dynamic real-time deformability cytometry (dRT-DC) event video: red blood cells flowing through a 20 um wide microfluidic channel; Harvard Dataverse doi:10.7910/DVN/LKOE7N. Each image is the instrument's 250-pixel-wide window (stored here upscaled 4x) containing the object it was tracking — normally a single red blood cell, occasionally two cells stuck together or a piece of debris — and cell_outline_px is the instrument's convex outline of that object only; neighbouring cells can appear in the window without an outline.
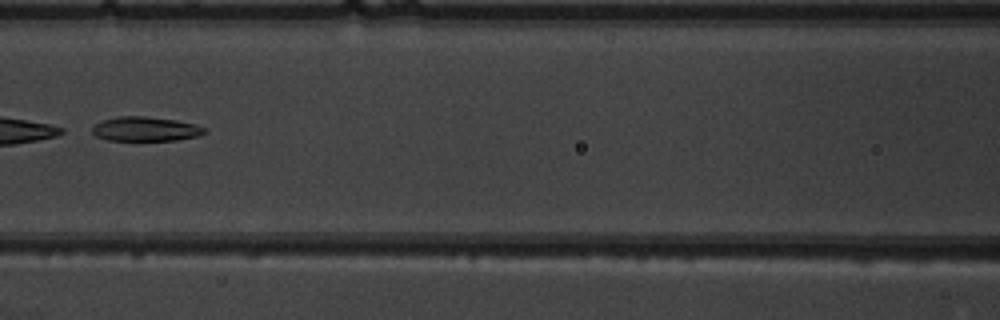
{"species": "common noctule bat (a hibernating species)", "species_latin": "Nyctalus noctula", "temperature_condition": "warm", "stored_images_in_passage": 7, "segment_of_instrument_passage": [2, 2], "camera_frame_rate_fps": 3000, "um_per_image_px": 0.085, "animal": {"sex": "male", "body_mass_g": 19.5, "forearm_length_mm": 54.6}, "frame": {"image": 1, "passage_image": 7, "time_ms": 7.0, "image_size_px": [1000, 320], "cell_outline_px": [[208, 132], [200, 136], [176, 140], [108, 140], [96, 136], [92, 132], [92, 128], [100, 120], [120, 116], [144, 116], [176, 120], [196, 124], [204, 128]], "centroid_in_image_um": [12.39, 10.96], "position_along_channel_um": 154.2, "area_um2": 16.01}}